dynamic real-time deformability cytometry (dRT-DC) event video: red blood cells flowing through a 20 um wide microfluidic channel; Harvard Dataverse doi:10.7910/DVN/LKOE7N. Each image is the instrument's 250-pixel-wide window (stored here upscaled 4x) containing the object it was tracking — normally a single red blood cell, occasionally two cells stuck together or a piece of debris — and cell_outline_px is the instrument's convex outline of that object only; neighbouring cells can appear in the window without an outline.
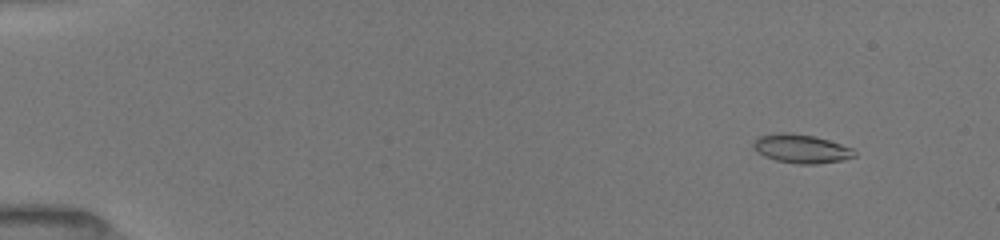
{"species": "common noctule bat (a hibernating species)", "species_latin": "Nyctalus noctula", "temperature_condition": "room temperature", "stored_images_in_passage": 9, "camera_frame_rate_fps": 3000, "um_per_image_px": 0.085, "animal": {"sex": "female", "body_mass_g": 19.5, "forearm_length_mm": 54.1}, "frame": {"image": 1, "passage_image": 6, "time_ms": 1.667, "image_size_px": [1000, 240], "cell_outline_px": [[856, 156], [840, 160], [816, 164], [800, 164], [776, 160], [764, 156], [756, 152], [752, 148], [752, 144], [760, 136], [776, 132], [792, 132], [816, 136], [852, 148], [856, 152]], "centroid_in_image_um": [68.07, 12.62], "position_along_channel_um": 16.9, "area_um2": 16.99}}